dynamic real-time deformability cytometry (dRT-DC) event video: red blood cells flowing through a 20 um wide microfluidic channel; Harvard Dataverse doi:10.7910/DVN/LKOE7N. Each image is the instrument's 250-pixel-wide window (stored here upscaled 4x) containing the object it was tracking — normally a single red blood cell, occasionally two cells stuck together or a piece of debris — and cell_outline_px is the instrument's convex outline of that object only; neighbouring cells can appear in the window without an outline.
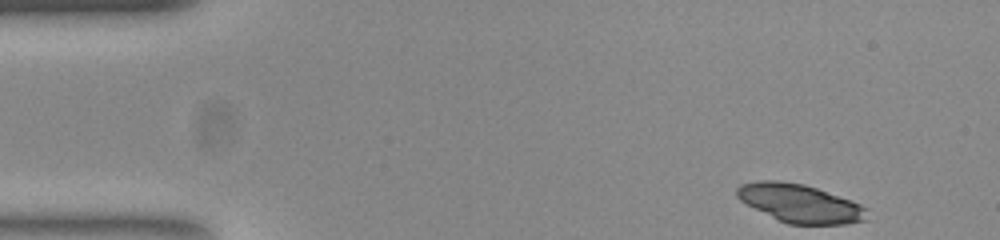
{"species": "common noctule bat (a hibernating species)", "species_latin": "Nyctalus noctula", "temperature_condition": "room temperature", "stored_images_in_passage": 48, "camera_frame_rate_fps": 3000, "um_per_image_px": 0.085, "animal": {"sex": "female", "body_mass_g": 23.0, "forearm_length_mm": 53.4}, "frame": {"image": 1, "passage_image": 1, "time_ms": 0.0, "image_size_px": [1000, 240], "cell_outline_px": [[868, 208], [864, 220], [844, 224], [788, 224], [740, 200], [736, 196], [736, 188], [740, 184], [756, 180], [776, 180], [804, 184], [816, 188], [860, 204]], "centroid_in_image_um": [67.97, 17.26], "position_along_channel_um": 17.0, "area_um2": 28.55}}
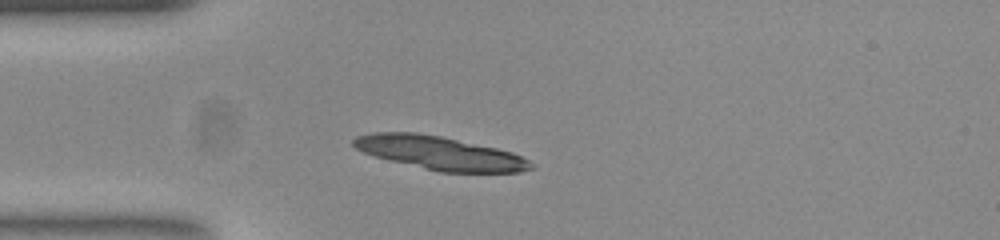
{"frame": {"image": 2, "passage_image": 10, "time_ms": 3.0, "image_size_px": [1000, 240], "cell_outline_px": [[536, 168], [520, 172], [440, 172], [376, 156], [364, 152], [356, 148], [352, 144], [352, 140], [356, 136], [372, 132], [416, 132], [440, 136], [496, 148], [512, 152], [536, 164]], "centroid_in_image_um": [37.42, 13.0], "position_along_channel_um": 47.6, "area_um2": 34.28}}
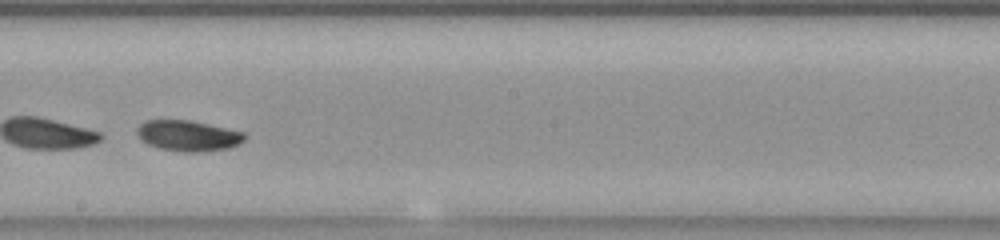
{"frame": {"image": 3, "passage_image": 26, "time_ms": 8.333, "image_size_px": [1000, 240], "cell_outline_px": [[244, 140], [240, 144], [228, 148], [196, 152], [184, 152], [160, 148], [148, 144], [140, 140], [136, 132], [136, 128], [144, 120], [188, 120], [208, 124], [244, 132]], "centroid_in_image_um": [15.95, 11.53], "position_along_channel_um": 232.3, "area_um2": 19.19}, "authors_computed_cell_mechanics": {"area_um2": 28.8133, "velocity_mm_per_s": 3.8175, "shape_relaxation_time_tau1_ms": 0.8151, "shape_relaxation_time_tau2_ms": 4.1001, "deformation_change_tau1": 0.2376, "deformation_change_tau2": 0.0692}}